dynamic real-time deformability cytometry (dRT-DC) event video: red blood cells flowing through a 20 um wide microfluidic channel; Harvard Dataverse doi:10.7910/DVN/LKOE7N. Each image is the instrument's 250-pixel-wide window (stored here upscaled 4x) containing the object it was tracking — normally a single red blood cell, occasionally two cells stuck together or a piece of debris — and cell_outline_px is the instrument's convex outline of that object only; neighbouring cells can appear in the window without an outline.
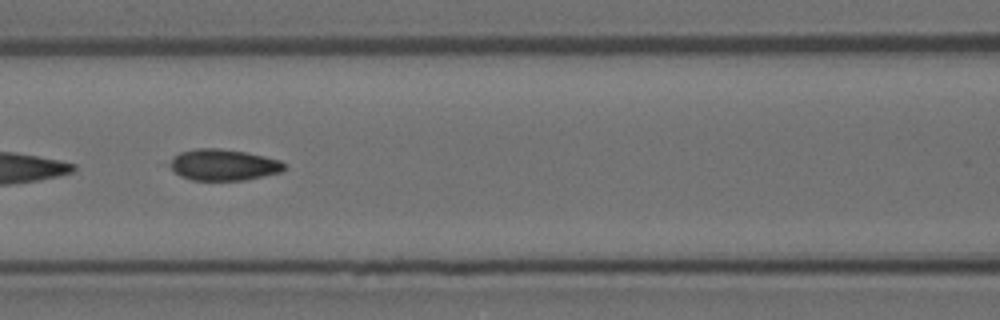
{"species": "Egyptian fruit bat (a non-hibernating species)", "species_latin": "Rousettus aegyptiacus", "temperature_condition": "room temperature", "stored_images_in_passage": 10, "camera_frame_rate_fps": 3000, "um_per_image_px": 0.085, "animal": {"sex": "female"}, "frame": {"image": 1, "passage_image": 6, "time_ms": 1.667, "image_size_px": [1000, 320], "cell_outline_px": [[284, 168], [280, 172], [244, 180], [192, 180], [180, 176], [168, 164], [172, 156], [180, 152], [196, 148], [220, 148], [244, 152], [264, 156], [280, 160], [284, 164]], "centroid_in_image_um": [18.94, 14.0], "position_along_channel_um": 147.7, "area_um2": 20.75}}
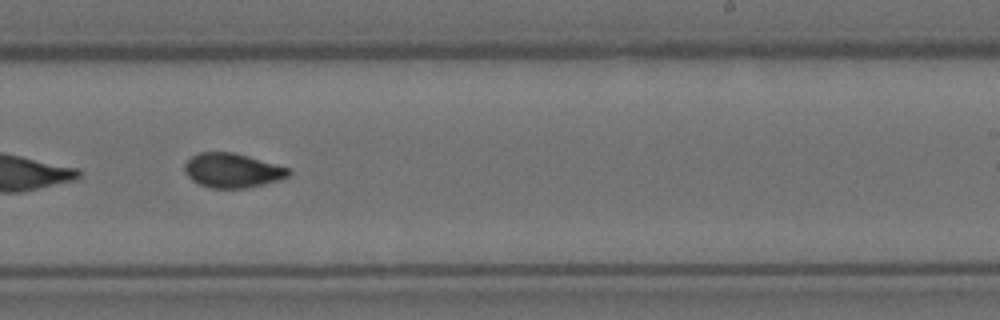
{"frame": {"image": 2, "passage_image": 9, "time_ms": 2.667, "image_size_px": [1000, 320], "cell_outline_px": [[292, 172], [288, 176], [280, 180], [244, 188], [212, 188], [200, 184], [192, 180], [184, 172], [184, 164], [192, 156], [200, 152], [232, 152], [248, 156], [288, 168]], "centroid_in_image_um": [19.73, 14.49], "position_along_channel_um": 269.3, "area_um2": 20.63}}
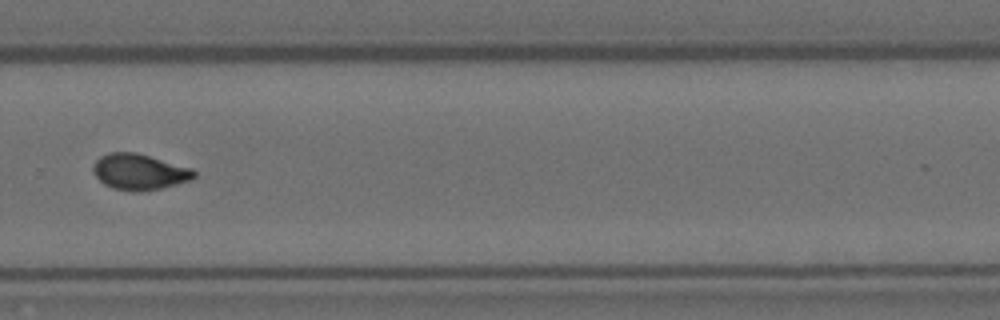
{"frame": {"image": 3, "passage_image": 10, "time_ms": 3.0, "image_size_px": [1000, 320], "cell_outline_px": [[196, 176], [192, 180], [160, 188], [140, 192], [132, 192], [112, 188], [104, 184], [92, 172], [92, 168], [96, 160], [100, 156], [108, 152], [136, 152], [192, 168], [196, 172]], "centroid_in_image_um": [11.84, 14.61], "position_along_channel_um": 318.0, "area_um2": 21.27}}